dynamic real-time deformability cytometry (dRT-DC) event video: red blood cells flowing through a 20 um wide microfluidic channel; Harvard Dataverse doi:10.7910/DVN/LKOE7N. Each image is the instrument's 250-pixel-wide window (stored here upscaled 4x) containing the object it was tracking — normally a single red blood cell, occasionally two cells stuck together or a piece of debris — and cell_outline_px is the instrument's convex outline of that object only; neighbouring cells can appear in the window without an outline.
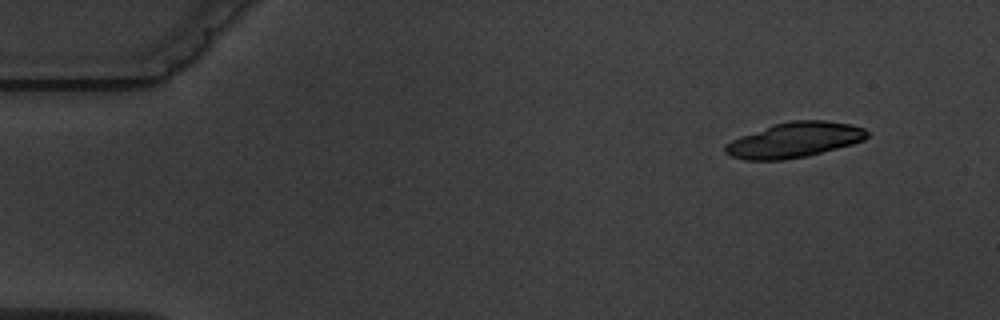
{"species": "common noctule bat (a hibernating species)", "species_latin": "Nyctalus noctula", "temperature_condition": "warm", "stored_images_in_passage": 5, "camera_frame_rate_fps": 3000, "um_per_image_px": 0.085, "animal": {"sex": "male", "body_mass_g": 19.5, "forearm_length_mm": 54.6}, "frame": {"image": 1, "passage_image": 1, "time_ms": 0.0, "image_size_px": [1000, 320], "cell_outline_px": [[868, 136], [864, 140], [852, 144], [808, 156], [784, 160], [744, 160], [732, 156], [724, 152], [724, 144], [740, 136], [772, 124], [792, 120], [824, 120], [852, 124], [864, 128], [868, 132]], "centroid_in_image_um": [67.52, 11.89], "position_along_channel_um": 17.5, "area_um2": 29.25}}
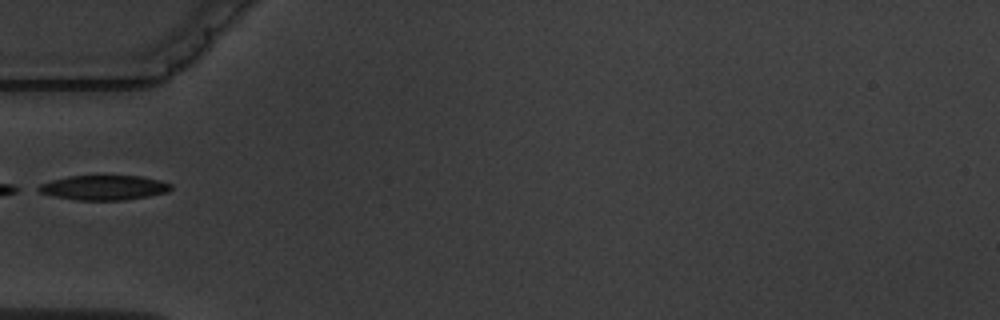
{"frame": {"image": 2, "passage_image": 5, "time_ms": 4.667, "image_size_px": [1000, 320], "cell_outline_px": [[172, 188], [168, 192], [148, 196], [124, 200], [76, 200], [52, 196], [40, 192], [32, 188], [40, 184], [52, 180], [68, 176], [140, 176], [160, 180], [172, 184]], "centroid_in_image_um": [8.8, 15.95], "position_along_channel_um": 76.2, "area_um2": 19.19}}